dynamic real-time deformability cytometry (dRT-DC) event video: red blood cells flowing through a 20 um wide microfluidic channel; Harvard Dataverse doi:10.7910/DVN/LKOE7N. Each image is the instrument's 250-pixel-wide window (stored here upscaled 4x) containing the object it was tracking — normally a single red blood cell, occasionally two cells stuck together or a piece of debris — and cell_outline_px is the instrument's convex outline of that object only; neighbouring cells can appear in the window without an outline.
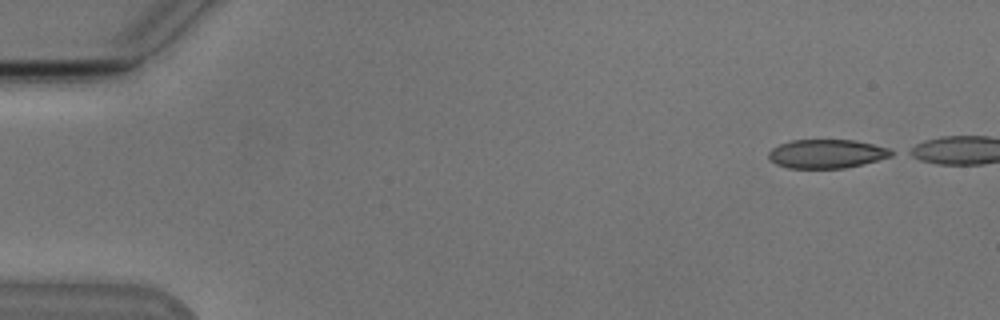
{"species": "Egyptian fruit bat (a non-hibernating species)", "species_latin": "Rousettus aegyptiacus", "temperature_condition": "cold", "stored_images_in_passage": 44, "camera_frame_rate_fps": 3000, "um_per_image_px": 0.085, "animal": {"sex": "male"}, "frame": {"image": 1, "passage_image": 1, "time_ms": 0.0, "image_size_px": [1000, 320], "cell_outline_px": [[896, 152], [892, 156], [844, 168], [788, 168], [776, 164], [768, 156], [768, 152], [772, 148], [780, 144], [792, 140], [856, 140], [888, 148]], "centroid_in_image_um": [70.26, 13.06], "position_along_channel_um": 14.7, "area_um2": 20.46}}
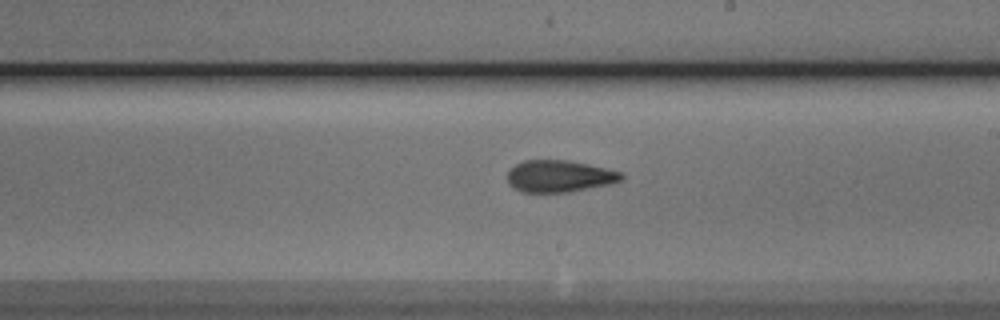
{"frame": {"image": 2, "passage_image": 28, "time_ms": 9.0, "image_size_px": [1000, 320], "cell_outline_px": [[624, 180], [608, 184], [568, 192], [520, 192], [508, 184], [508, 172], [516, 164], [524, 160], [568, 160], [588, 164], [620, 172], [624, 176]], "centroid_in_image_um": [47.53, 14.98], "position_along_channel_um": 241.5, "area_um2": 21.04}}
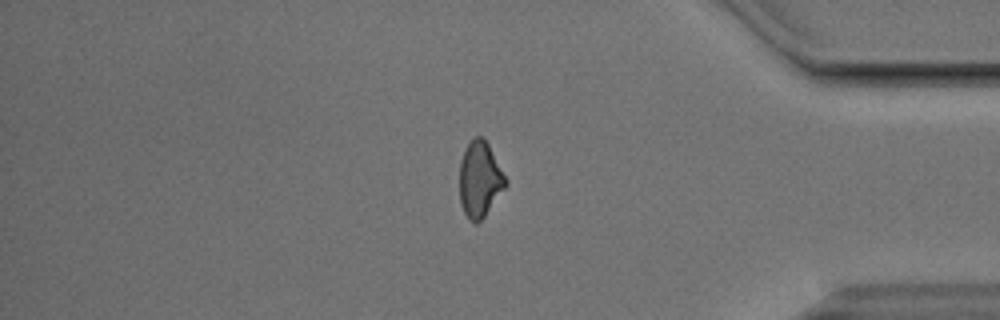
{"frame": {"image": 3, "passage_image": 42, "time_ms": 13.667, "image_size_px": [1000, 320], "cell_outline_px": [[508, 184], [484, 216], [476, 224], [468, 220], [464, 212], [460, 200], [460, 160], [468, 144], [476, 136], [484, 136], [508, 180]], "centroid_in_image_um": [40.8, 15.24], "position_along_channel_um": 394.4, "area_um2": 20.29}, "authors_computed_cell_mechanics": {"area_um2": 21.675, "velocity_mm_per_s": 3.8249, "shape_relaxation_time_tau1_ms": 4.4048, "shape_relaxation_time_tau2_ms": 2.3687, "deformation_change_tau1": 0.1339, "deformation_change_tau2": 0.1014}}